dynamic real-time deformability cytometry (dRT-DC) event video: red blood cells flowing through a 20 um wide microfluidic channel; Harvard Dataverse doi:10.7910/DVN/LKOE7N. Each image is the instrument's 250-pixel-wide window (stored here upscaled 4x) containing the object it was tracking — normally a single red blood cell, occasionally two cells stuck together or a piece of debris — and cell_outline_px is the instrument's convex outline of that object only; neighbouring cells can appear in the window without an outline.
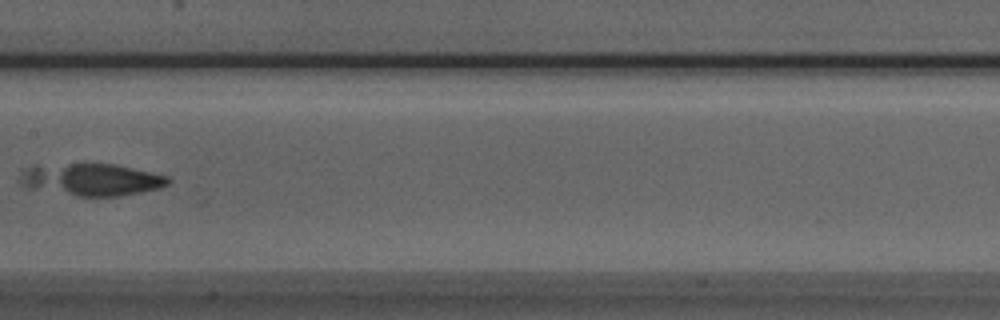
{"species": "Egyptian fruit bat (a non-hibernating species)", "species_latin": "Rousettus aegyptiacus", "temperature_condition": "room temperature", "stored_images_in_passage": 8, "camera_frame_rate_fps": 3000, "um_per_image_px": 0.085, "animal": {"sex": "male"}, "frame": {"image": 1, "passage_image": 7, "time_ms": 2.0, "image_size_px": [1000, 320], "cell_outline_px": [[172, 180], [168, 184], [160, 188], [120, 196], [76, 196], [24, 188], [16, 180], [24, 168], [36, 164], [116, 164], [168, 176]], "centroid_in_image_um": [7.67, 15.26], "position_along_channel_um": 199.7, "area_um2": 28.32}}
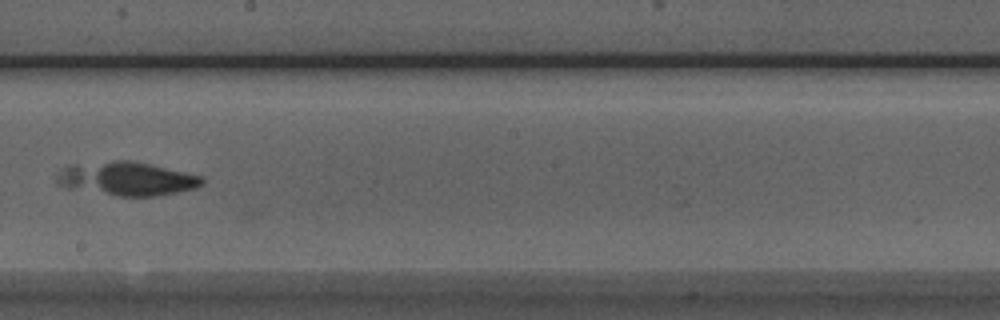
{"frame": {"image": 2, "passage_image": 8, "time_ms": 2.333, "image_size_px": [1000, 320], "cell_outline_px": [[204, 184], [196, 188], [156, 196], [116, 196], [68, 188], [56, 184], [56, 176], [64, 168], [72, 164], [116, 160], [128, 160], [148, 164], [184, 172], [200, 176], [204, 180]], "centroid_in_image_um": [10.74, 15.2], "position_along_channel_um": 237.5, "area_um2": 28.32}}